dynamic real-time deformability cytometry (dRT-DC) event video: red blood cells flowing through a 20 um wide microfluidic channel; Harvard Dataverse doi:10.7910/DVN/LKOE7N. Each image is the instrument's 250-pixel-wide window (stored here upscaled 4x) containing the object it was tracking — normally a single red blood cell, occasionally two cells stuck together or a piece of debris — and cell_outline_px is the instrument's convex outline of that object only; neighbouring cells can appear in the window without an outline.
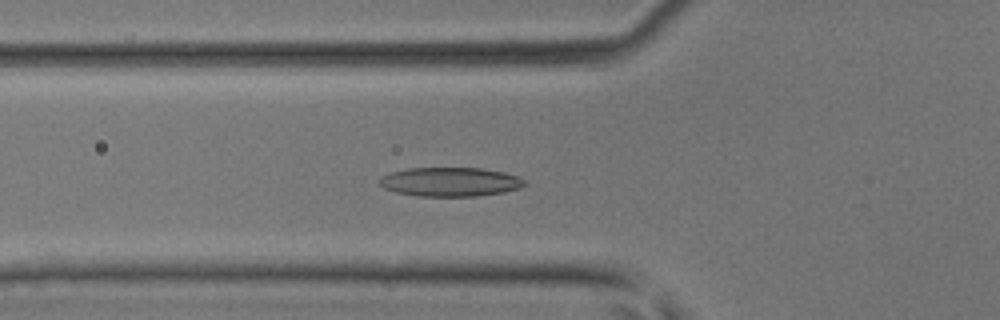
{"species": "common noctule bat (a hibernating species)", "species_latin": "Nyctalus noctula", "temperature_condition": "room temperature", "stored_images_in_passage": 46, "camera_frame_rate_fps": 3000, "um_per_image_px": 0.085, "animal": {"sex": "male", "body_mass_g": 17.9, "forearm_length_mm": 54.2}, "frame": {"image": 1, "passage_image": 17, "time_ms": 5.333, "image_size_px": [1000, 320], "cell_outline_px": [[528, 184], [520, 188], [504, 192], [476, 196], [416, 196], [396, 192], [384, 188], [376, 184], [376, 180], [392, 172], [408, 168], [480, 168], [504, 172], [520, 176]], "centroid_in_image_um": [38.27, 15.46], "position_along_channel_um": 87.5, "area_um2": 24.8}}
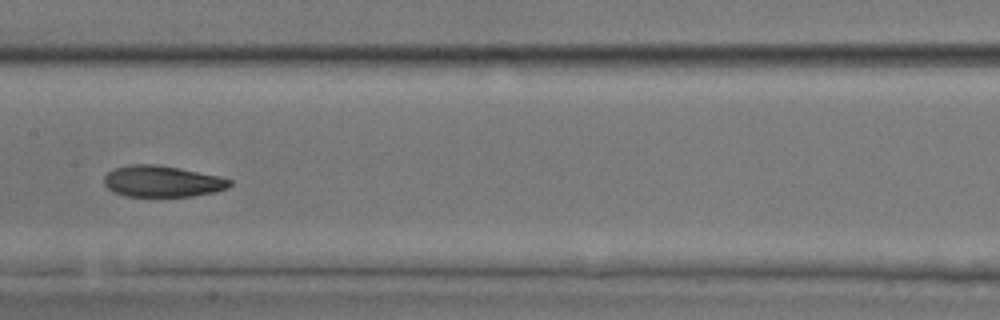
{"frame": {"image": 2, "passage_image": 24, "time_ms": 7.667, "image_size_px": [1000, 320], "cell_outline_px": [[232, 184], [228, 188], [216, 192], [192, 196], [124, 196], [112, 192], [104, 184], [104, 176], [108, 172], [116, 168], [132, 164], [156, 164], [180, 168], [220, 176], [232, 180]], "centroid_in_image_um": [13.81, 15.41], "position_along_channel_um": 193.6, "area_um2": 23.06}}
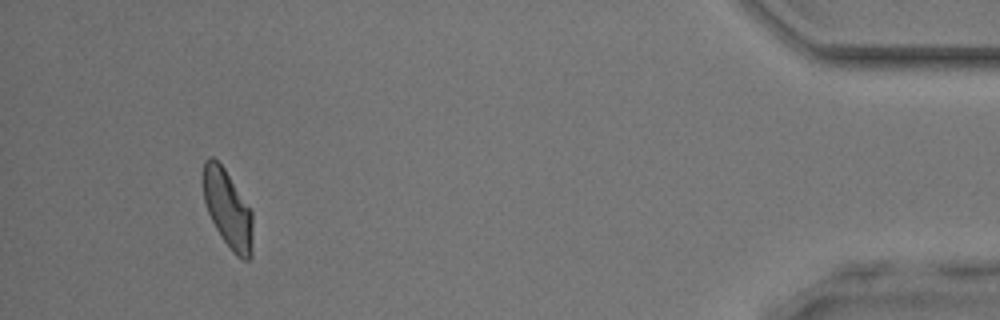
{"frame": {"image": 3, "passage_image": 43, "time_ms": 14.0, "image_size_px": [1000, 320], "cell_outline_px": [[252, 256], [248, 260], [244, 260], [236, 256], [232, 252], [220, 236], [208, 212], [204, 200], [204, 160], [208, 156], [212, 156], [224, 168], [252, 212]], "centroid_in_image_um": [19.37, 17.8], "position_along_channel_um": 415.8, "area_um2": 22.2}}